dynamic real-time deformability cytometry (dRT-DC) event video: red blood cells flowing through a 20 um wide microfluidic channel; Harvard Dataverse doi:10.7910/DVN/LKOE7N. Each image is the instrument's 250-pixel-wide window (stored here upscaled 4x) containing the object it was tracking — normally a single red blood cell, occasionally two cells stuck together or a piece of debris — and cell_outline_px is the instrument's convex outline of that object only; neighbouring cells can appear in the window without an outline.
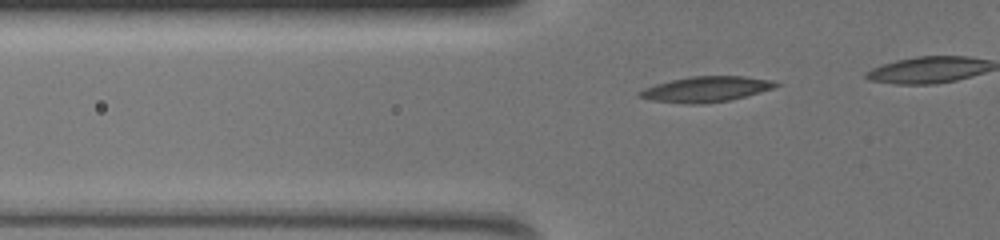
{"species": "common noctule bat (a hibernating species)", "species_latin": "Nyctalus noctula", "temperature_condition": "warm", "stored_images_in_passage": 14, "camera_frame_rate_fps": 3000, "um_per_image_px": 0.085, "animal": {"sex": "female", "body_mass_g": 19.5, "forearm_length_mm": 54.1}, "frame": {"image": 1, "passage_image": 7, "time_ms": 2.0, "image_size_px": [1000, 240], "cell_outline_px": [[780, 84], [776, 88], [728, 100], [704, 104], [688, 104], [652, 100], [636, 96], [636, 92], [644, 88], [656, 84], [672, 80], [692, 76], [744, 76], [772, 80]], "centroid_in_image_um": [60.0, 7.58], "position_along_channel_um": 65.8, "area_um2": 20.17}}
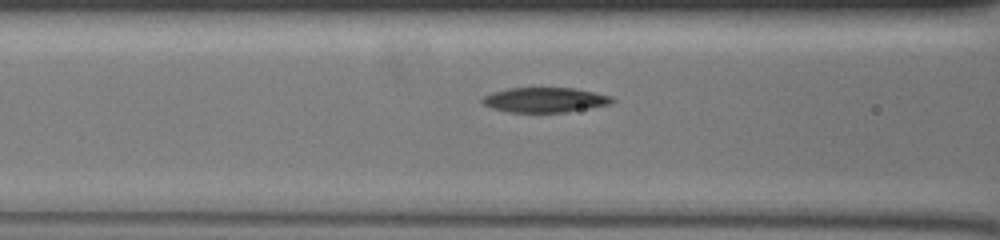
{"frame": {"image": 2, "passage_image": 12, "time_ms": 3.667, "image_size_px": [1000, 240], "cell_outline_px": [[612, 100], [608, 104], [564, 112], [508, 112], [492, 108], [484, 104], [480, 100], [484, 96], [492, 92], [508, 88], [572, 88], [612, 96]], "centroid_in_image_um": [46.23, 8.49], "position_along_channel_um": 120.4, "area_um2": 18.44}}